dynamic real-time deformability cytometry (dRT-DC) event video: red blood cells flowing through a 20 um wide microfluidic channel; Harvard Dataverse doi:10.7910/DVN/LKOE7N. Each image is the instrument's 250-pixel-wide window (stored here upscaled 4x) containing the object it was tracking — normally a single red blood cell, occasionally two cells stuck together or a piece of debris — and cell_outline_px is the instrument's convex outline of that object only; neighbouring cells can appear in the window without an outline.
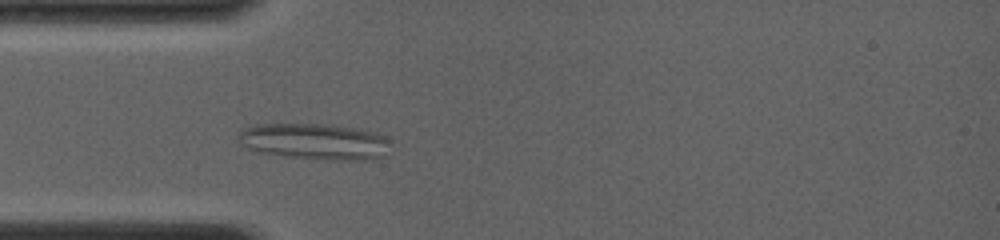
{"species": "common noctule bat (a hibernating species)", "species_latin": "Nyctalus noctula", "temperature_condition": "room temperature", "stored_images_in_passage": 26, "camera_frame_rate_fps": 4000, "um_per_image_px": 0.085, "animal": {"sex": "female", "body_mass_g": 19.0, "forearm_length_mm": 56.7}, "frame": {"image": 1, "passage_image": 8, "time_ms": 2.75, "image_size_px": [1000, 240], "cell_outline_px": [[388, 140], [384, 156], [372, 160], [328, 160], [284, 156], [256, 152], [248, 148], [236, 136], [244, 128], [256, 124], [324, 124], [352, 128], [376, 132], [384, 136]], "centroid_in_image_um": [26.72, 12.04], "position_along_channel_um": 58.3, "area_um2": 31.96}}
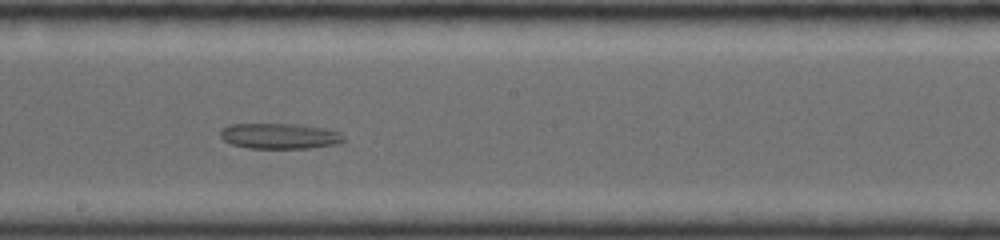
{"frame": {"image": 2, "passage_image": 19, "time_ms": 7.0, "image_size_px": [1000, 240], "cell_outline_px": [[344, 140], [340, 144], [308, 148], [248, 148], [232, 144], [224, 140], [220, 136], [220, 132], [228, 124], [296, 124], [324, 128], [340, 132], [344, 136]], "centroid_in_image_um": [23.79, 11.56], "position_along_channel_um": 224.4, "area_um2": 18.38}}
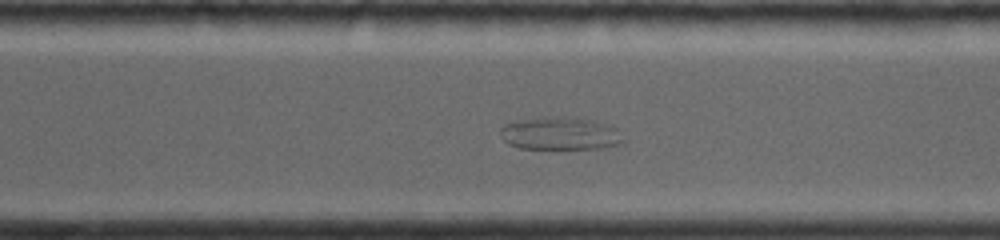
{"frame": {"image": 3, "passage_image": 26, "time_ms": 9.5, "image_size_px": [1000, 240], "cell_outline_px": [[624, 144], [600, 148], [520, 148], [508, 144], [500, 136], [500, 128], [504, 124], [516, 120], [548, 116], [552, 116], [596, 120], [616, 128], [624, 140]], "centroid_in_image_um": [47.6, 11.34], "position_along_channel_um": 323.0, "area_um2": 23.58}}